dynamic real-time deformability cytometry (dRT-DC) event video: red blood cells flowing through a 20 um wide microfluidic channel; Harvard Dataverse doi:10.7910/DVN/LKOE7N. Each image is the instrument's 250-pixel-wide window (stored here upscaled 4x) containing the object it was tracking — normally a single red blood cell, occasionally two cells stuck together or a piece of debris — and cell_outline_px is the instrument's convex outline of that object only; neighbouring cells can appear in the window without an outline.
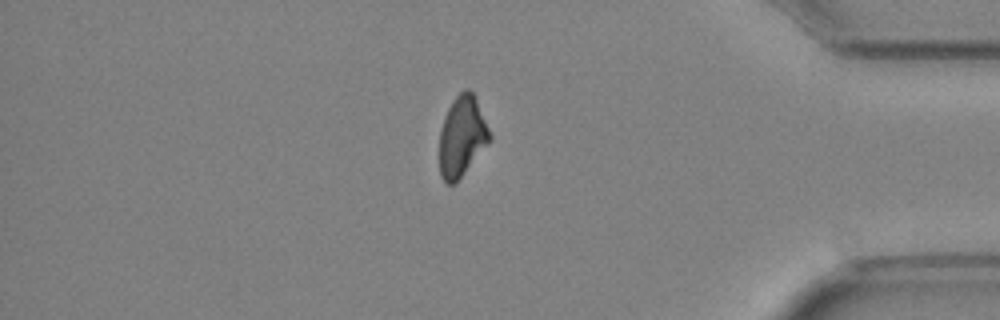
{"species": "Egyptian fruit bat (a non-hibernating species)", "species_latin": "Rousettus aegyptiacus", "temperature_condition": "cold", "stored_images_in_passage": 35, "camera_frame_rate_fps": 3000, "um_per_image_px": 0.085, "animal": {"sex": "female"}, "frame": {"image": 1, "passage_image": 30, "time_ms": 9.667, "image_size_px": [1000, 320], "cell_outline_px": [[492, 140], [456, 184], [448, 184], [440, 176], [440, 132], [448, 108], [452, 100], [464, 88], [468, 88], [472, 92], [476, 100], [492, 136]], "centroid_in_image_um": [39.28, 11.63], "position_along_channel_um": 395.9, "area_um2": 23.52}}